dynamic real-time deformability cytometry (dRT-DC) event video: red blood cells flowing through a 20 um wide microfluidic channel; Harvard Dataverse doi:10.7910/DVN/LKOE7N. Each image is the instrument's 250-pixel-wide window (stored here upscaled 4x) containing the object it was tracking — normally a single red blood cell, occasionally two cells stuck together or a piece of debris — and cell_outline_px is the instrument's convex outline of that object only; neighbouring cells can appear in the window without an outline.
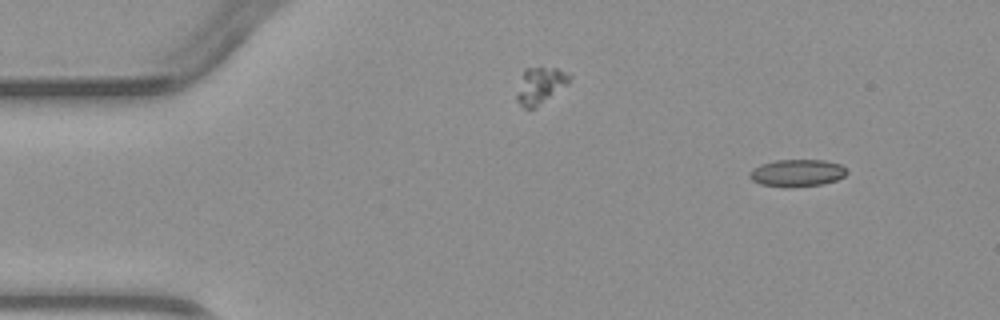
{"species": "common noctule bat (a hibernating species)", "species_latin": "Nyctalus noctula", "temperature_condition": "warm", "stored_images_in_passage": 5, "camera_frame_rate_fps": 3000, "um_per_image_px": 0.085, "animal": {"sex": "male", "body_mass_g": 23.1, "forearm_length_mm": 52.7}, "frame": {"image": 1, "passage_image": 2, "time_ms": 1.333, "image_size_px": [1000, 320], "cell_outline_px": [[848, 172], [844, 176], [836, 180], [820, 184], [788, 188], [784, 188], [760, 184], [752, 180], [748, 176], [748, 172], [760, 164], [776, 160], [824, 160], [840, 164]], "centroid_in_image_um": [67.7, 14.71], "position_along_channel_um": 17.3, "area_um2": 15.49}}
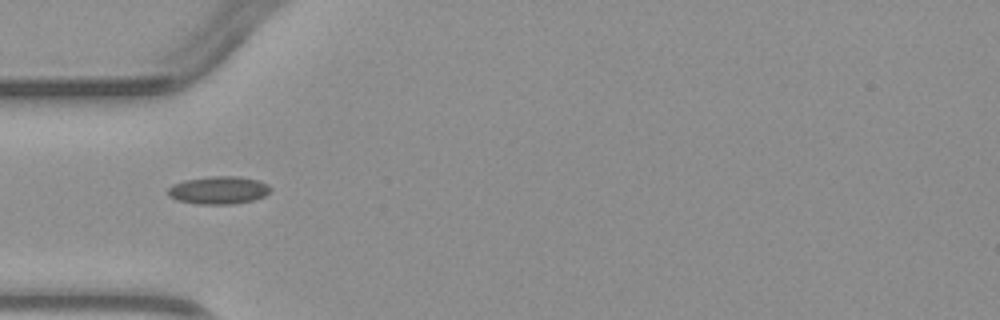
{"frame": {"image": 2, "passage_image": 4, "time_ms": 4.667, "image_size_px": [1000, 320], "cell_outline_px": [[272, 188], [264, 196], [252, 200], [232, 204], [200, 204], [176, 200], [168, 196], [168, 188], [172, 184], [184, 180], [212, 176], [240, 176], [256, 180], [268, 184]], "centroid_in_image_um": [18.56, 16.16], "position_along_channel_um": 66.4, "area_um2": 16.59}}
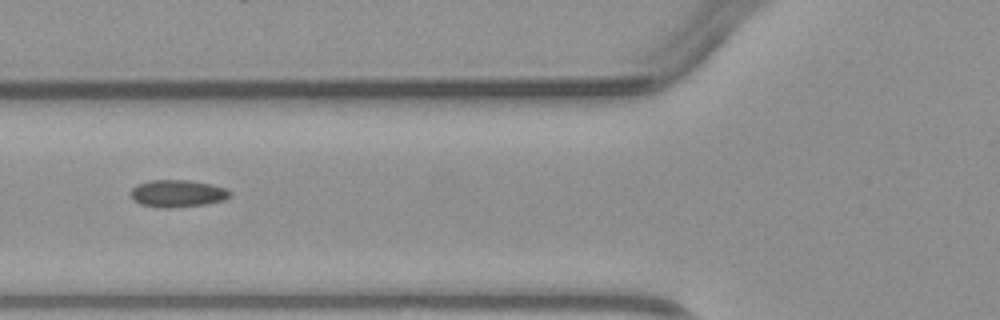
{"frame": {"image": 3, "passage_image": 5, "time_ms": 5.667, "image_size_px": [1000, 320], "cell_outline_px": [[232, 196], [224, 200], [204, 204], [168, 208], [164, 208], [140, 204], [132, 196], [132, 188], [136, 184], [148, 180], [188, 180], [208, 184], [224, 188], [232, 192]], "centroid_in_image_um": [15.1, 16.44], "position_along_channel_um": 110.7, "area_um2": 15.55}}